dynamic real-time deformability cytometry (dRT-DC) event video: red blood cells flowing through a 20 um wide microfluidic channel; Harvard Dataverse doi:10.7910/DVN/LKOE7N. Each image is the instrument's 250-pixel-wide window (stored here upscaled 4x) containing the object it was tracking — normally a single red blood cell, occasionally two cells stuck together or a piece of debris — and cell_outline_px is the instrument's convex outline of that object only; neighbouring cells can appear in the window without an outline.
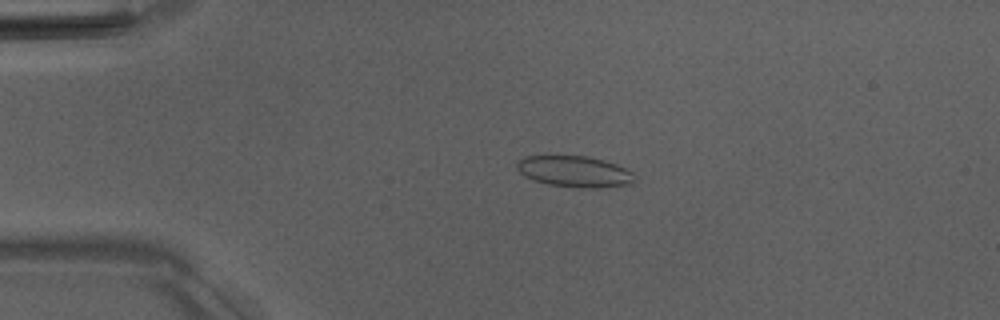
{"species": "Egyptian fruit bat (a non-hibernating species)", "species_latin": "Rousettus aegyptiacus", "temperature_condition": "room temperature", "stored_images_in_passage": 52, "camera_frame_rate_fps": 3000, "um_per_image_px": 0.085, "animal": {"sex": "male"}, "frame": {"image": 1, "passage_image": 12, "time_ms": 3.667, "image_size_px": [1000, 320], "cell_outline_px": [[632, 184], [600, 188], [584, 188], [548, 184], [532, 180], [524, 176], [516, 168], [516, 164], [524, 156], [588, 156], [604, 160], [616, 164], [632, 172]], "centroid_in_image_um": [48.81, 14.58], "position_along_channel_um": 36.2, "area_um2": 21.27}}
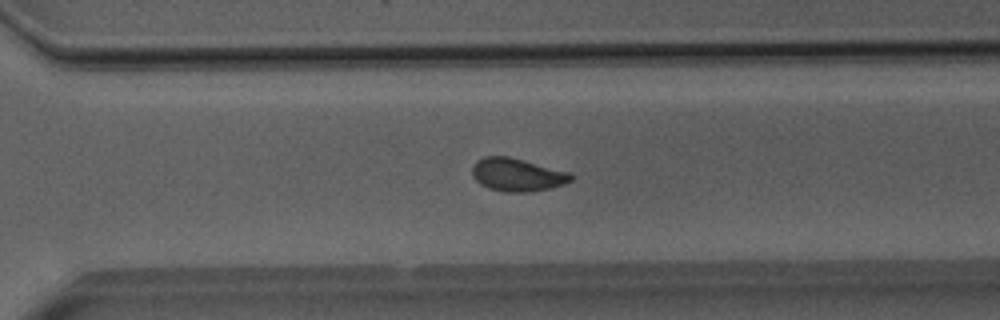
{"frame": {"image": 2, "passage_image": 37, "time_ms": 12.0, "image_size_px": [1000, 320], "cell_outline_px": [[576, 176], [572, 180], [564, 184], [548, 188], [528, 192], [504, 192], [488, 188], [480, 184], [472, 176], [472, 164], [476, 160], [484, 156], [508, 156], [572, 172]], "centroid_in_image_um": [43.97, 14.84], "position_along_channel_um": 326.6, "area_um2": 19.31}}
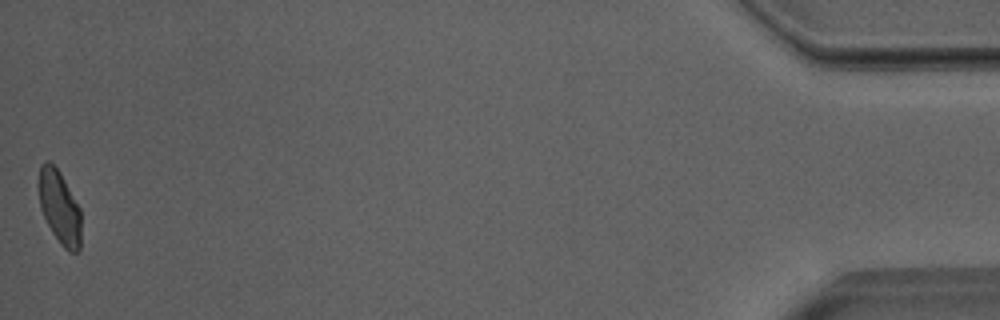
{"frame": {"image": 3, "passage_image": 52, "time_ms": 17.0, "image_size_px": [1000, 320], "cell_outline_px": [[80, 248], [76, 252], [68, 252], [60, 244], [52, 232], [40, 208], [36, 184], [40, 164], [44, 160], [48, 160], [60, 172], [80, 208]], "centroid_in_image_um": [5.01, 17.57], "position_along_channel_um": 430.2, "area_um2": 18.44}, "authors_computed_cell_mechanics": {"area_um2": 19.3052, "velocity_mm_per_s": 3.9809, "shape_relaxation_time_tau1_ms": 3.767, "shape_relaxation_time_tau2_ms": 1.3316, "deformation_change_tau1": 0.0983, "deformation_change_tau2": 0.0518}}